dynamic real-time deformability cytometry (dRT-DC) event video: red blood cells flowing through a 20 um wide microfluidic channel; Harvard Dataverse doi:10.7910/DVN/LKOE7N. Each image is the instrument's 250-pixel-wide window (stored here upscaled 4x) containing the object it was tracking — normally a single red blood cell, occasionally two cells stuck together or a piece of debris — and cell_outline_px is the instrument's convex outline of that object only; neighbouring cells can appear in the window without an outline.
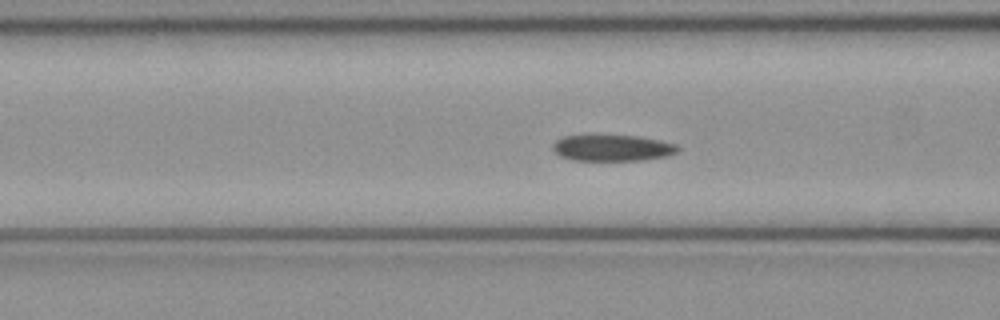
{"species": "common noctule bat (a hibernating species)", "species_latin": "Nyctalus noctula", "temperature_condition": "cold", "stored_images_in_passage": 45, "camera_frame_rate_fps": 3000, "um_per_image_px": 0.085, "animal": {"sex": "female", "body_mass_g": 21.9}, "frame": {"image": 1, "passage_image": 13, "time_ms": 4.0, "image_size_px": [1000, 320], "cell_outline_px": [[680, 152], [668, 156], [640, 160], [572, 160], [560, 156], [552, 148], [552, 144], [556, 140], [564, 136], [588, 132], [592, 132], [640, 136], [660, 140], [676, 144], [680, 148]], "centroid_in_image_um": [52.02, 12.51], "position_along_channel_um": 114.6, "area_um2": 20.23}}
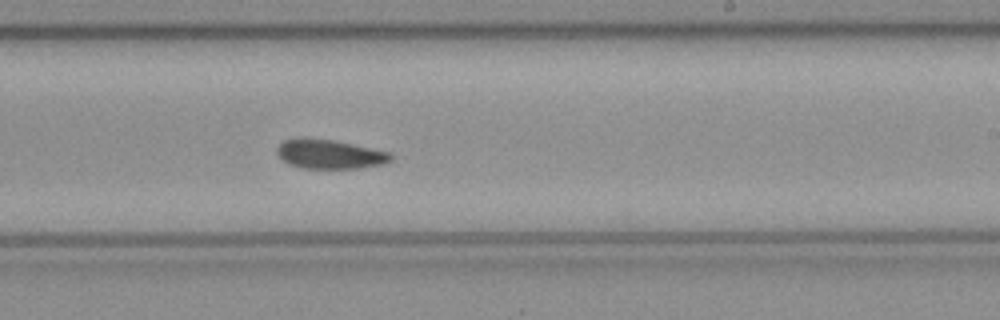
{"frame": {"image": 2, "passage_image": 24, "time_ms": 7.667, "image_size_px": [1000, 320], "cell_outline_px": [[392, 160], [384, 164], [360, 168], [300, 168], [288, 164], [276, 152], [276, 148], [284, 140], [300, 136], [332, 140], [392, 152]], "centroid_in_image_um": [28.02, 13.09], "position_along_channel_um": 261.0, "area_um2": 19.59}}
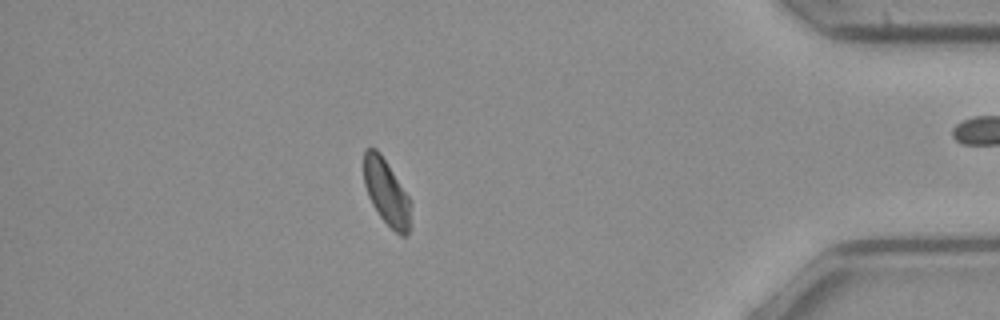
{"frame": {"image": 3, "passage_image": 38, "time_ms": 12.333, "image_size_px": [1000, 320], "cell_outline_px": [[412, 204], [408, 232], [404, 236], [400, 236], [380, 216], [372, 204], [368, 196], [364, 184], [364, 152], [368, 148], [376, 148], [380, 152], [408, 196]], "centroid_in_image_um": [32.85, 16.34], "position_along_channel_um": 402.4, "area_um2": 17.74}}